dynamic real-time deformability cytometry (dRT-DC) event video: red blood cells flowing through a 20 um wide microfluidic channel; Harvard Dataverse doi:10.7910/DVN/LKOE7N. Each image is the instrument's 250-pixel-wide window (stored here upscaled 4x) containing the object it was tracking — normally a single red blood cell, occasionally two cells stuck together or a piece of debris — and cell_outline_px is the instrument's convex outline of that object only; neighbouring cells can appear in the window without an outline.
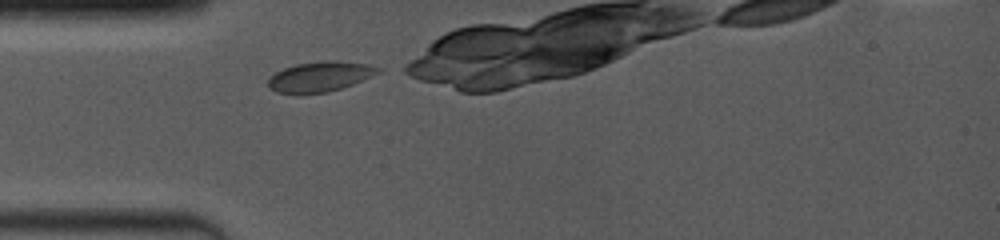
{"species": "common noctule bat (a hibernating species)", "species_latin": "Nyctalus noctula", "temperature_condition": "room temperature", "stored_images_in_passage": 41, "camera_frame_rate_fps": 4000, "um_per_image_px": 0.085, "animal": {"sex": "female", "body_mass_g": 19.0, "forearm_length_mm": 53.3}, "frame": {"image": 1, "passage_image": 1, "time_ms": 0.0, "image_size_px": [1000, 240], "cell_outline_px": [[384, 68], [380, 72], [352, 84], [328, 92], [276, 92], [268, 88], [268, 80], [276, 72], [284, 68], [296, 64], [324, 60], [332, 60], [364, 64]], "centroid_in_image_um": [27.21, 6.49], "position_along_channel_um": 57.8, "area_um2": 18.79}}
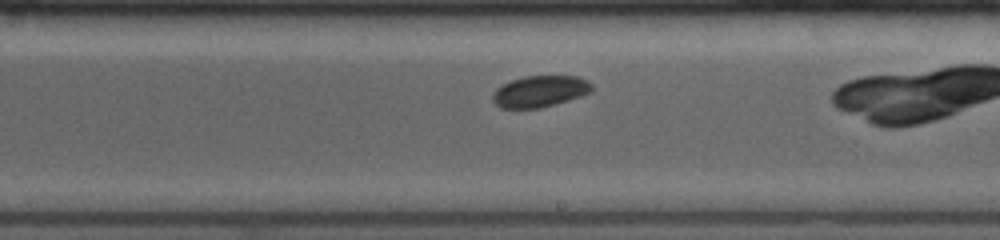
{"frame": {"image": 2, "passage_image": 19, "time_ms": 4.75, "image_size_px": [1000, 240], "cell_outline_px": [[592, 88], [588, 92], [580, 96], [556, 104], [540, 108], [500, 108], [492, 100], [492, 92], [496, 88], [512, 80], [524, 76], [576, 76], [588, 80], [592, 84]], "centroid_in_image_um": [45.86, 7.76], "position_along_channel_um": 243.1, "area_um2": 18.09}}
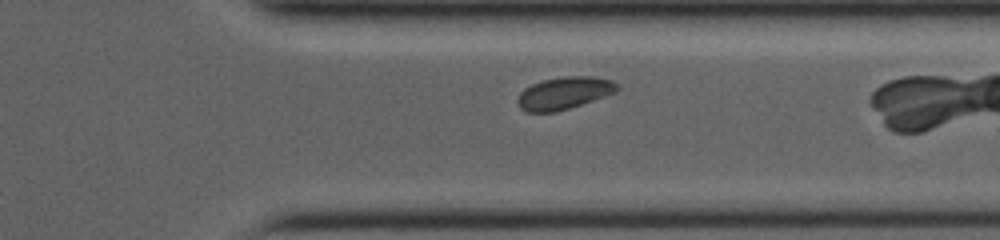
{"frame": {"image": 3, "passage_image": 34, "time_ms": 7.75, "image_size_px": [1000, 240], "cell_outline_px": [[620, 88], [616, 92], [556, 112], [524, 112], [516, 104], [516, 100], [520, 92], [524, 88], [532, 84], [544, 80], [564, 76], [592, 76], [612, 80]], "centroid_in_image_um": [47.9, 7.91], "position_along_channel_um": 363.5, "area_um2": 18.73}}